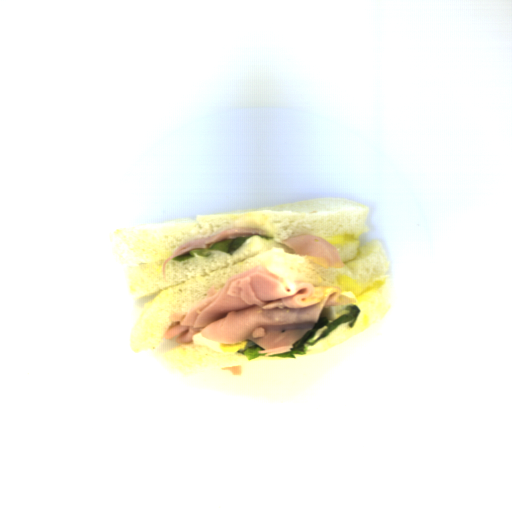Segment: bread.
Returning <instances> with one entry per match:
<instances>
[{"label": "bread", "instance_id": "1", "mask_svg": "<svg viewBox=\"0 0 512 512\" xmlns=\"http://www.w3.org/2000/svg\"><path fill=\"white\" fill-rule=\"evenodd\" d=\"M369 207L344 198H316L218 214H198L196 218L147 223L118 230L112 242L128 266L131 301L152 298L130 336L134 352L155 349L171 324V316L189 312L207 298L212 286L223 289L226 282L256 267H265L275 276L291 281H307L315 286H336L340 275L358 284L386 276L389 256L382 241L373 240L357 250L343 268L321 267L299 256L283 242L302 235L320 238L335 234L369 232ZM266 231L272 241L251 238L233 255L214 251L199 257L165 265L164 261L181 245L210 237L231 228Z\"/></svg>", "mask_w": 512, "mask_h": 512}, {"label": "bread", "instance_id": "2", "mask_svg": "<svg viewBox=\"0 0 512 512\" xmlns=\"http://www.w3.org/2000/svg\"><path fill=\"white\" fill-rule=\"evenodd\" d=\"M350 305L356 306L360 311L353 327H349V322L342 323L319 342L308 347L305 355H299L300 357L315 355L325 349L338 345L378 323L391 307L389 291L386 290L368 301L350 303Z\"/></svg>", "mask_w": 512, "mask_h": 512}, {"label": "bread", "instance_id": "3", "mask_svg": "<svg viewBox=\"0 0 512 512\" xmlns=\"http://www.w3.org/2000/svg\"><path fill=\"white\" fill-rule=\"evenodd\" d=\"M163 359L181 373L191 374L248 358L240 355L238 350L235 354H222L209 349L206 345L194 344L192 340L191 343H180L166 351Z\"/></svg>", "mask_w": 512, "mask_h": 512}]
</instances>
